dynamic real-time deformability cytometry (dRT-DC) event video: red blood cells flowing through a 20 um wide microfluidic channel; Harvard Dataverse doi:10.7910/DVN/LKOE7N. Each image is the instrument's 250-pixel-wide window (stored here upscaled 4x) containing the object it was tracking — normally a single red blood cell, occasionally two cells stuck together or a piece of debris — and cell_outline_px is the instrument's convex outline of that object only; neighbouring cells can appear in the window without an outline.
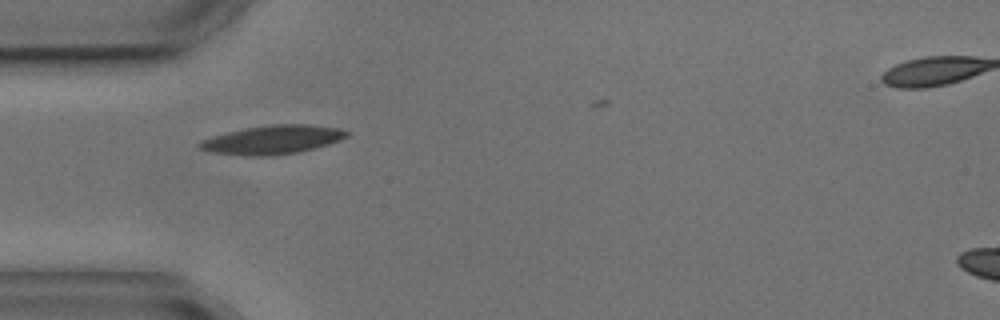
{"species": "common noctule bat (a hibernating species)", "species_latin": "Nyctalus noctula", "temperature_condition": "cold", "stored_images_in_passage": 2, "camera_frame_rate_fps": 3000, "um_per_image_px": 0.085, "animal": {"sex": "male", "body_mass_g": 17.9, "forearm_length_mm": 54.2}, "frame": {"image": 1, "passage_image": 1, "time_ms": 0.0, "image_size_px": [1000, 320], "cell_outline_px": [[352, 132], [348, 136], [340, 140], [316, 148], [300, 152], [272, 156], [244, 156], [212, 152], [200, 148], [196, 144], [200, 140], [212, 136], [228, 132], [248, 128], [272, 124], [308, 124], [340, 128]], "centroid_in_image_um": [23.2, 11.88], "position_along_channel_um": 61.8, "area_um2": 24.85}}